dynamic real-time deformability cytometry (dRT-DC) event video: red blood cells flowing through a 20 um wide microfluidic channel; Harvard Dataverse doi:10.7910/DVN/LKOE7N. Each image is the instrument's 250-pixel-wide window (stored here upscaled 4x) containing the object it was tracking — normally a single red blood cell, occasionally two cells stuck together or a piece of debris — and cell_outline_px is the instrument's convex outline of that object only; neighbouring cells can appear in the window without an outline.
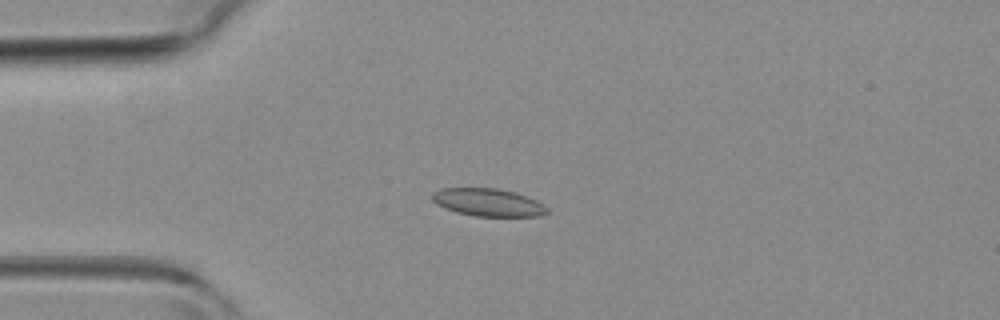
{"species": "common noctule bat (a hibernating species)", "species_latin": "Nyctalus noctula", "temperature_condition": "room temperature", "stored_images_in_passage": 45, "camera_frame_rate_fps": 3000, "um_per_image_px": 0.085, "animal": {"sex": "female", "body_mass_g": 19.3, "forearm_length_mm": 54.1}, "frame": {"image": 1, "passage_image": 11, "time_ms": 3.333, "image_size_px": [1000, 320], "cell_outline_px": [[548, 212], [540, 216], [476, 216], [456, 212], [444, 208], [436, 204], [432, 200], [432, 192], [440, 188], [496, 188], [516, 192], [536, 200], [544, 204], [548, 208]], "centroid_in_image_um": [41.48, 17.2], "position_along_channel_um": 43.5, "area_um2": 18.67}}
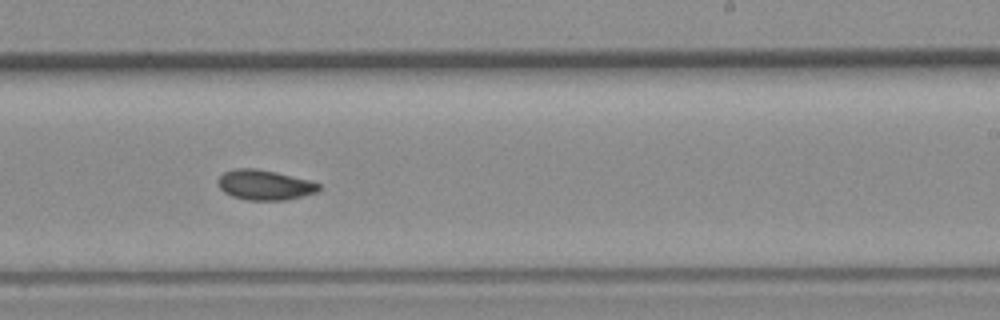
{"frame": {"image": 2, "passage_image": 27, "time_ms": 8.667, "image_size_px": [1000, 320], "cell_outline_px": [[320, 188], [316, 192], [304, 196], [288, 200], [248, 200], [232, 196], [224, 192], [220, 188], [220, 176], [224, 172], [236, 168], [256, 168], [276, 172], [312, 180], [320, 184]], "centroid_in_image_um": [22.55, 15.72], "position_along_channel_um": 266.5, "area_um2": 17.69}}
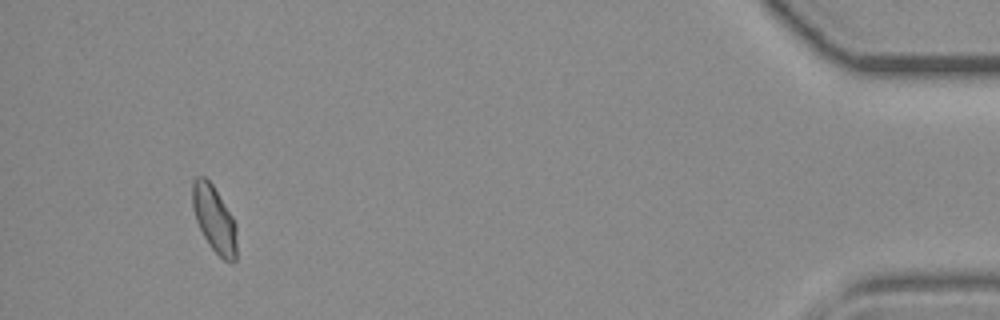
{"frame": {"image": 3, "passage_image": 42, "time_ms": 13.667, "image_size_px": [1000, 320], "cell_outline_px": [[236, 260], [232, 264], [224, 260], [208, 244], [196, 220], [192, 208], [192, 180], [196, 176], [204, 176], [212, 184], [232, 216], [236, 224]], "centroid_in_image_um": [18.2, 18.62], "position_along_channel_um": 417.0, "area_um2": 17.17}}